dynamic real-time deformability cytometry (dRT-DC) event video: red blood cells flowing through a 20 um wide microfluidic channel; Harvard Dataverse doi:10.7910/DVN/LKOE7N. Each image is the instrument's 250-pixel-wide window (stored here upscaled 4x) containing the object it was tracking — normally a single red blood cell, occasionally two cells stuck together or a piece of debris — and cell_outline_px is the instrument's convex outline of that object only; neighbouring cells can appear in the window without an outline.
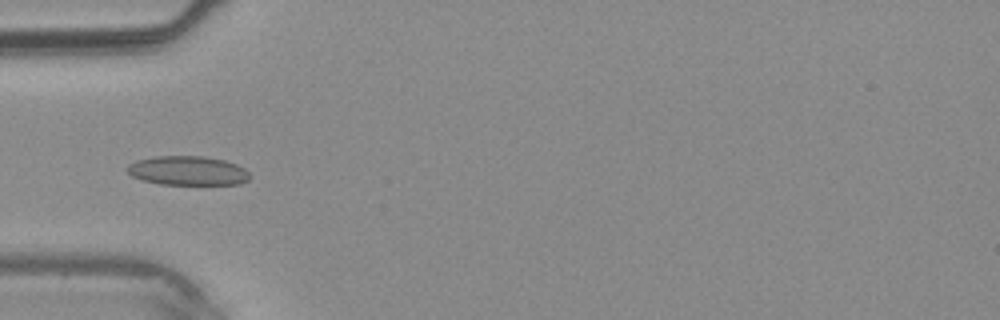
{"species": "common noctule bat (a hibernating species)", "species_latin": "Nyctalus noctula", "temperature_condition": "warm", "stored_images_in_passage": 9, "camera_frame_rate_fps": 3000, "um_per_image_px": 0.085, "animal": {"sex": "male", "body_mass_g": 20.4}, "frame": {"image": 1, "passage_image": 2, "time_ms": 0.333, "image_size_px": [1000, 320], "cell_outline_px": [[252, 176], [248, 180], [240, 184], [160, 184], [140, 180], [132, 176], [128, 172], [128, 164], [136, 160], [156, 156], [204, 156], [224, 160], [236, 164], [244, 168]], "centroid_in_image_um": [15.96, 14.51], "position_along_channel_um": 69.0, "area_um2": 20.92}}